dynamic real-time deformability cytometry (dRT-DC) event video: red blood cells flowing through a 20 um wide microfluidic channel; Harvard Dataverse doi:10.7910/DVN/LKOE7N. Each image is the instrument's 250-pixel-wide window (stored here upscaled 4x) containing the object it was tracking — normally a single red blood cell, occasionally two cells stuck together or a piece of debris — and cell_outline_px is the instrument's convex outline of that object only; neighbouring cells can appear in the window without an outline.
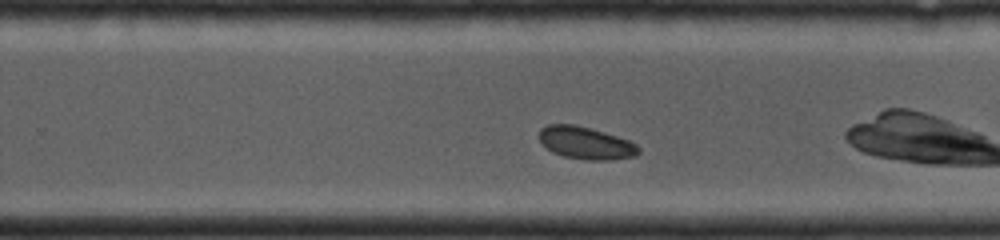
{"species": "common noctule bat (a hibernating species)", "species_latin": "Nyctalus noctula", "temperature_condition": "cold", "stored_images_in_passage": 22, "camera_frame_rate_fps": 4000, "um_per_image_px": 0.085, "animal": {"sex": "female", "body_mass_g": 19.0, "forearm_length_mm": 53.3}, "frame": {"image": 1, "passage_image": 13, "time_ms": 4.0, "image_size_px": [1000, 240], "cell_outline_px": [[640, 152], [636, 156], [608, 160], [584, 160], [564, 156], [552, 152], [540, 140], [540, 128], [548, 124], [576, 124], [604, 132], [628, 140], [636, 144], [640, 148]], "centroid_in_image_um": [49.81, 12.15], "position_along_channel_um": 280.0, "area_um2": 18.73}}